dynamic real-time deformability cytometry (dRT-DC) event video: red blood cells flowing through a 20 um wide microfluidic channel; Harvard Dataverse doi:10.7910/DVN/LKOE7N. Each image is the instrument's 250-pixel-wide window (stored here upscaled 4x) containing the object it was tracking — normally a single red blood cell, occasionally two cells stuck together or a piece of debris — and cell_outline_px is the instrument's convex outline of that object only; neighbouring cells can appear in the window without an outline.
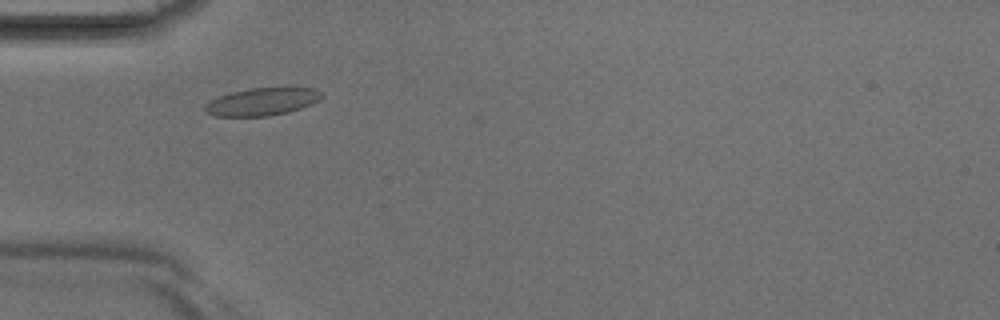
{"species": "Egyptian fruit bat (a non-hibernating species)", "species_latin": "Rousettus aegyptiacus", "temperature_condition": "room temperature", "stored_images_in_passage": 8, "camera_frame_rate_fps": 3000, "um_per_image_px": 0.085, "animal": {"sex": "male"}, "frame": {"image": 1, "passage_image": 7, "time_ms": 2.0, "image_size_px": [1000, 320], "cell_outline_px": [[324, 96], [300, 108], [288, 112], [268, 116], [216, 116], [204, 112], [204, 104], [220, 96], [232, 92], [248, 88], [316, 88], [324, 92]], "centroid_in_image_um": [22.26, 8.64], "position_along_channel_um": 62.7, "area_um2": 18.61}}